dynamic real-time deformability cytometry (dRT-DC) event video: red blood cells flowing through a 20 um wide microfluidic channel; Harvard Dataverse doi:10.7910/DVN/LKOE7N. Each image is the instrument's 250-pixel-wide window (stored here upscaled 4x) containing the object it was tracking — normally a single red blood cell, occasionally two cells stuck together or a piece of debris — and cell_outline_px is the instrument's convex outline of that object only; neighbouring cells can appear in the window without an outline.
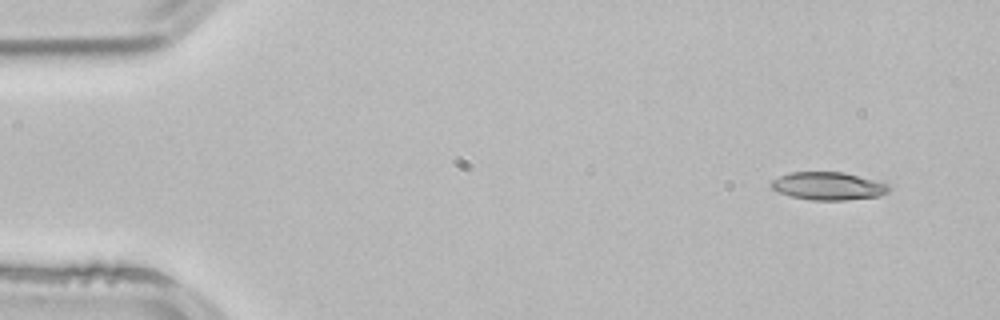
{"species": "common noctule bat (a hibernating species)", "species_latin": "Nyctalus noctula", "temperature_condition": "room temperature", "stored_images_in_passage": 3, "camera_frame_rate_fps": 3000, "um_per_image_px": 0.085, "animal": {"sex": "male", "body_mass_g": 21.5, "forearm_length_mm": 52.0}, "frame": {"image": 1, "passage_image": 1, "time_ms": 0.0, "image_size_px": [1000, 320], "cell_outline_px": [[888, 192], [880, 196], [844, 200], [812, 200], [792, 196], [780, 192], [772, 188], [772, 180], [788, 172], [844, 172], [884, 180], [888, 184]], "centroid_in_image_um": [70.49, 15.79], "position_along_channel_um": 14.5, "area_um2": 19.31}}